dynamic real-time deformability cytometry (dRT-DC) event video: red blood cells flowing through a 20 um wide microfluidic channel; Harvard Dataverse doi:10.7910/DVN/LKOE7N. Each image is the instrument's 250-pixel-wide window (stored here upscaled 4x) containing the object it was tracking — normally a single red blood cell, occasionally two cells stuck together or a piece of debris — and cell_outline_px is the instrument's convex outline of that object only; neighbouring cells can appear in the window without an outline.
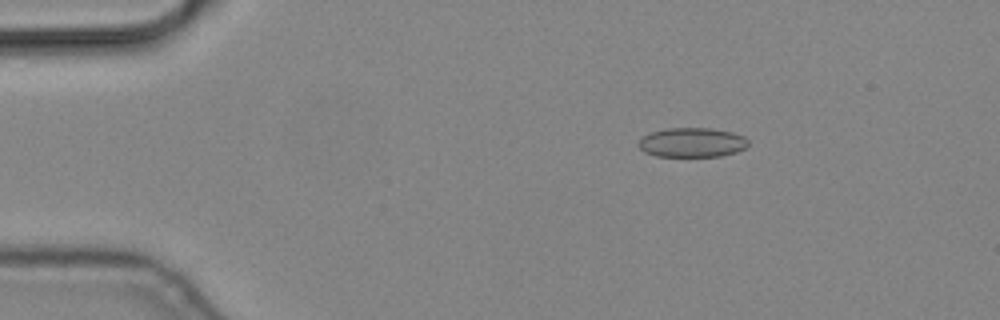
{"species": "common noctule bat (a hibernating species)", "species_latin": "Nyctalus noctula", "temperature_condition": "cold", "stored_images_in_passage": 3, "camera_frame_rate_fps": 3000, "um_per_image_px": 0.085, "animal": {"sex": "male", "body_mass_g": 19.2, "forearm_length_mm": 51.8}, "frame": {"image": 1, "passage_image": 1, "time_ms": 0.0, "image_size_px": [1000, 320], "cell_outline_px": [[748, 144], [744, 148], [736, 152], [720, 156], [656, 156], [644, 152], [636, 144], [644, 136], [652, 132], [668, 128], [712, 128], [732, 132], [744, 136], [748, 140]], "centroid_in_image_um": [58.82, 12.11], "position_along_channel_um": 26.2, "area_um2": 18.79}}